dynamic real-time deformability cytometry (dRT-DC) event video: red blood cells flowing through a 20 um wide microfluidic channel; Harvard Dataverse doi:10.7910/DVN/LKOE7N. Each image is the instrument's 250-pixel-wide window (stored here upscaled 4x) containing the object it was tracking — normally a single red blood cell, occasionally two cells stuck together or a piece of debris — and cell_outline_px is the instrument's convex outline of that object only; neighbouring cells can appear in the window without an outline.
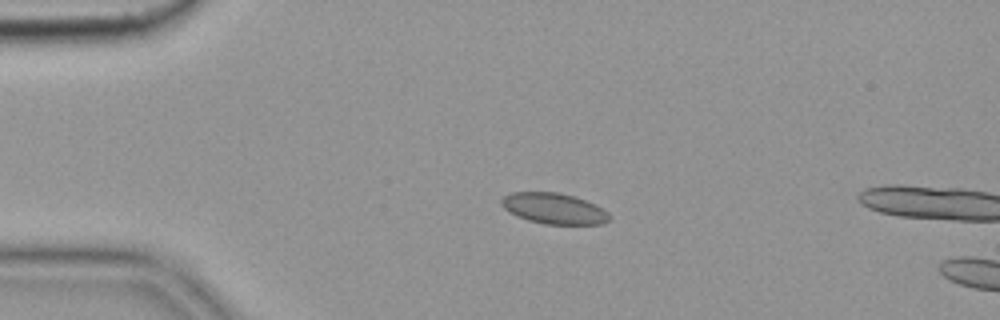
{"species": "common noctule bat (a hibernating species)", "species_latin": "Nyctalus noctula", "temperature_condition": "cold", "stored_images_in_passage": 3, "camera_frame_rate_fps": 3000, "um_per_image_px": 0.085, "animal": {"sex": "female", "body_mass_g": 19.9}, "frame": {"image": 1, "passage_image": 2, "time_ms": 0.333, "image_size_px": [1000, 320], "cell_outline_px": [[608, 220], [604, 224], [544, 224], [528, 220], [516, 216], [508, 212], [500, 204], [500, 200], [504, 196], [512, 192], [556, 192], [572, 196], [596, 204], [608, 212]], "centroid_in_image_um": [47.04, 17.72], "position_along_channel_um": 38.0, "area_um2": 19.36}}